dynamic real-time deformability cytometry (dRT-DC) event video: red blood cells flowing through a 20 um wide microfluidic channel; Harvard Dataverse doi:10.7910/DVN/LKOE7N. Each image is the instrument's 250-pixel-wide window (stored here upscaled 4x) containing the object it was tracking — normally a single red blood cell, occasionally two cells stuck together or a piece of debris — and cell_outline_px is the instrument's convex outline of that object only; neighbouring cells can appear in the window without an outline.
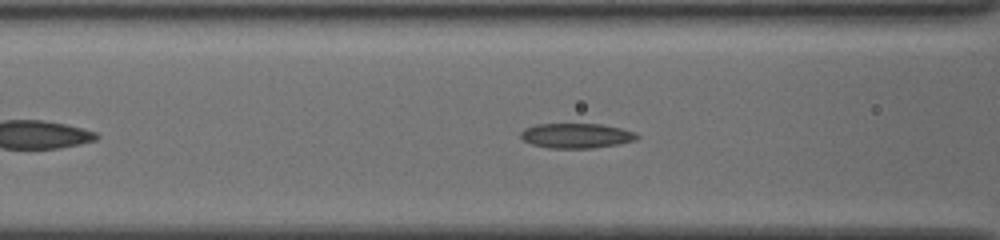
{"species": "common noctule bat (a hibernating species)", "species_latin": "Nyctalus noctula", "temperature_condition": "cold", "stored_images_in_passage": 44, "camera_frame_rate_fps": 3000, "um_per_image_px": 0.085, "animal": {"sex": "female", "body_mass_g": 19.5, "forearm_length_mm": 54.1}, "frame": {"image": 1, "passage_image": 12, "time_ms": 3.667, "image_size_px": [1000, 240], "cell_outline_px": [[640, 136], [636, 140], [616, 144], [592, 148], [548, 148], [532, 144], [524, 140], [520, 136], [520, 132], [524, 128], [536, 124], [600, 124], [620, 128], [636, 132]], "centroid_in_image_um": [48.98, 11.53], "position_along_channel_um": 117.6, "area_um2": 16.82}}
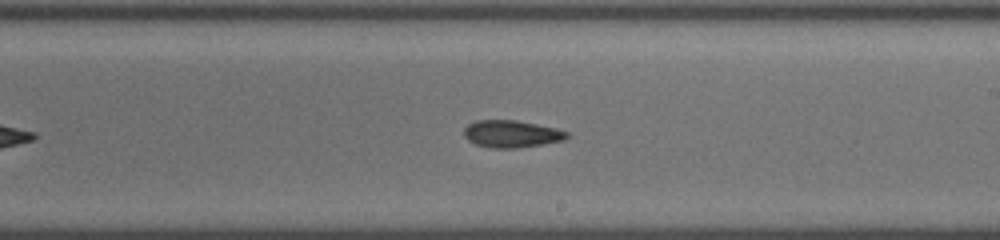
{"frame": {"image": 2, "passage_image": 22, "time_ms": 7.0, "image_size_px": [1000, 240], "cell_outline_px": [[568, 136], [564, 140], [516, 148], [488, 148], [476, 144], [468, 140], [464, 136], [464, 128], [468, 124], [476, 120], [512, 120], [536, 124], [556, 128], [568, 132]], "centroid_in_image_um": [43.44, 11.38], "position_along_channel_um": 245.6, "area_um2": 16.18}}
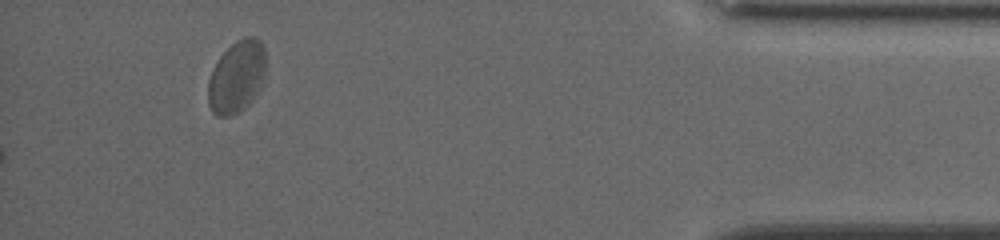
{"frame": {"image": 3, "passage_image": 44, "time_ms": 14.333, "image_size_px": [1000, 240], "cell_outline_px": [[264, 76], [252, 100], [244, 108], [228, 116], [216, 116], [212, 112], [208, 104], [208, 80], [220, 56], [236, 40], [244, 36], [256, 36], [260, 40], [264, 48]], "centroid_in_image_um": [20.1, 6.51], "position_along_channel_um": 415.1, "area_um2": 23.93}, "authors_computed_cell_mechanics": {"area_um2": 16.6464, "velocity_mm_per_s": 3.8394, "shape_relaxation_time_tau1_ms": 4.9227, "shape_relaxation_time_tau2_ms": 6.2033, "deformation_change_tau1": 0.1141, "deformation_change_tau2": 0.1402}}